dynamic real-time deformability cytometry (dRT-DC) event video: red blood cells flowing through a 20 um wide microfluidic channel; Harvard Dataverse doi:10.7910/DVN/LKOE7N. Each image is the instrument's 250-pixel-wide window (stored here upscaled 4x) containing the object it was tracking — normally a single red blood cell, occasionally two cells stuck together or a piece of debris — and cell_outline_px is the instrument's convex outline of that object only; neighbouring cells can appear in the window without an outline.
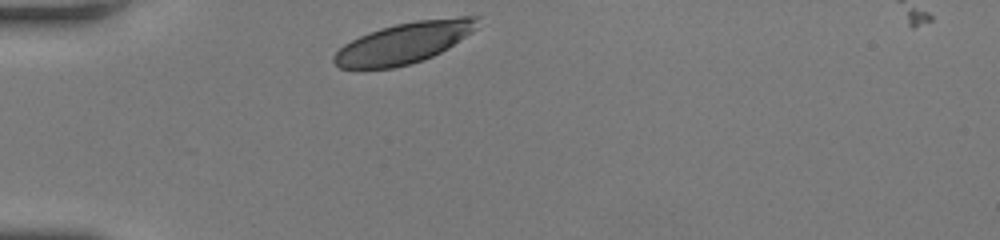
{"species": "human", "species_latin": "Homo sapiens", "temperature_condition": "room temperature", "stored_images_in_passage": 28, "camera_frame_rate_fps": 3000, "um_per_image_px": 0.085, "donor": {"sex": "female"}, "frame": {"image": 1, "passage_image": 1, "time_ms": 0.0, "image_size_px": [1000, 240], "cell_outline_px": [[480, 16], [476, 28], [472, 32], [448, 48], [424, 60], [392, 68], [340, 68], [332, 60], [332, 56], [344, 44], [368, 32], [380, 28], [396, 24], [416, 20], [460, 16]], "centroid_in_image_um": [34.35, 3.63], "position_along_channel_um": 50.6, "area_um2": 34.1}}
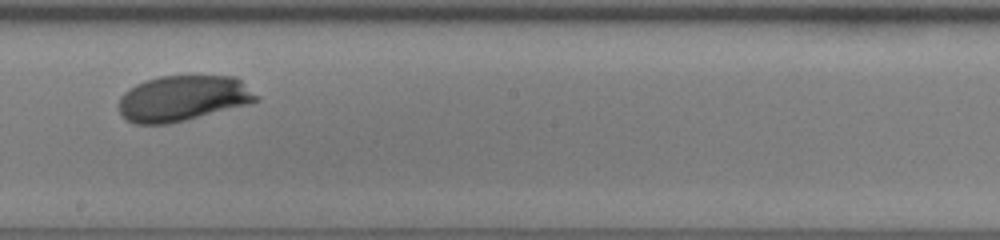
{"frame": {"image": 2, "passage_image": 16, "time_ms": 5.0, "image_size_px": [1000, 240], "cell_outline_px": [[260, 100], [184, 120], [168, 124], [132, 124], [120, 112], [120, 96], [128, 88], [144, 80], [160, 76], [236, 76]], "centroid_in_image_um": [15.47, 8.34], "position_along_channel_um": 232.7, "area_um2": 35.95}}
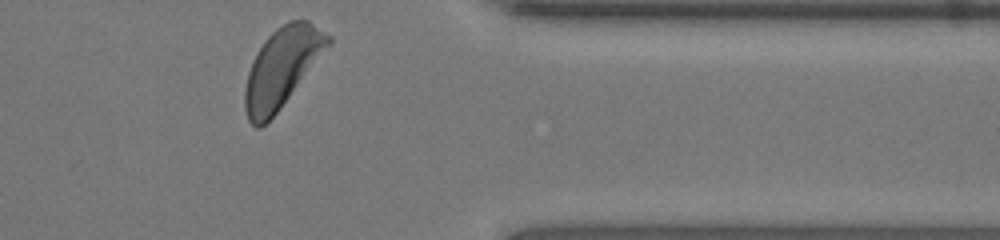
{"frame": {"image": 3, "passage_image": 28, "time_ms": 9.0, "image_size_px": [1000, 240], "cell_outline_px": [[332, 44], [280, 108], [260, 128], [256, 128], [248, 120], [244, 108], [244, 88], [248, 72], [260, 48], [268, 36], [276, 28], [288, 20], [308, 20], [332, 36]], "centroid_in_image_um": [23.99, 5.73], "position_along_channel_um": 387.4, "area_um2": 38.15}, "authors_computed_cell_mechanics": {"area_um2": 36.5007, "velocity_mm_per_s": 4.1105, "shape_relaxation_time_tau1_ms": 2.3526, "shape_relaxation_time_tau2_ms": null, "deformation_change_tau1": 0.1352, "deformation_change_tau2": null}}